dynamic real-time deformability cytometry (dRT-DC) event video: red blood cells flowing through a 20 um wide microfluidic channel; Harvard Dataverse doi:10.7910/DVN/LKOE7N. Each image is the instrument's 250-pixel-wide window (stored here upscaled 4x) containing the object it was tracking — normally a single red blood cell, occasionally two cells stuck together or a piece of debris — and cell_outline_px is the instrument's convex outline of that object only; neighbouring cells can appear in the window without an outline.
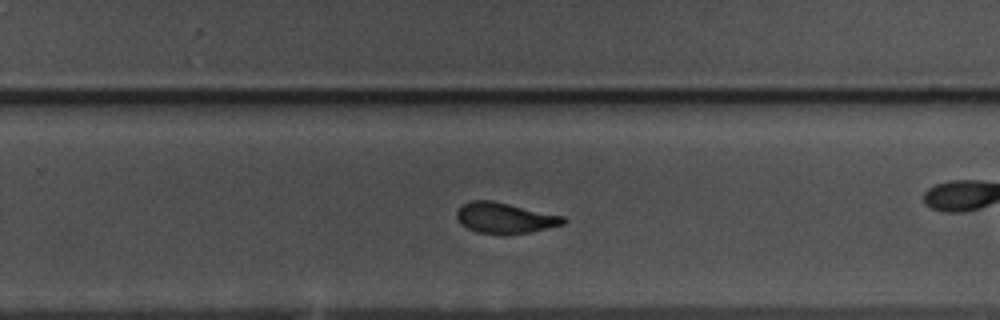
{"species": "common noctule bat (a hibernating species)", "species_latin": "Nyctalus noctula", "temperature_condition": "warm", "stored_images_in_passage": 39, "camera_frame_rate_fps": 3000, "um_per_image_px": 0.085, "animal": {"sex": "male", "body_mass_g": 17.5, "forearm_length_mm": 52.3}, "frame": {"image": 1, "passage_image": 17, "time_ms": 5.333, "image_size_px": [1000, 320], "cell_outline_px": [[568, 220], [564, 224], [532, 232], [504, 236], [500, 236], [476, 232], [460, 224], [456, 220], [456, 212], [464, 204], [472, 200], [492, 200], [564, 216]], "centroid_in_image_um": [42.91, 18.56], "position_along_channel_um": 286.9, "area_um2": 19.54}, "authors_computed_cell_mechanics": {"area_um2": 19.5942, "velocity_mm_per_s": 3.505, "shape_relaxation_time_tau1_ms": 2.6955, "shape_relaxation_time_tau2_ms": 1.1996, "deformation_change_tau1": 0.1219, "deformation_change_tau2": 0.0934}}